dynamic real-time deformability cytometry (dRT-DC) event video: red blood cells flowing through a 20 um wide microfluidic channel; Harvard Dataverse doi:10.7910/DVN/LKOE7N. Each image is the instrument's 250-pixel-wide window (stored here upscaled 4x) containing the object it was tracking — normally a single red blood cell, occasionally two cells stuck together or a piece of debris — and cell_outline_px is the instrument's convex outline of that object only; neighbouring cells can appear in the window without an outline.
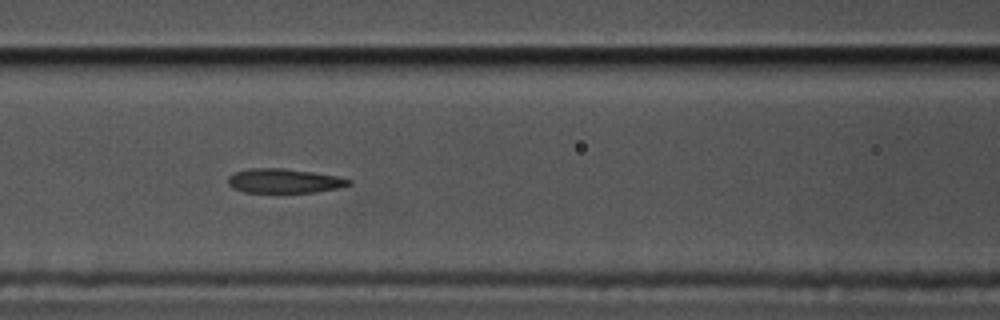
{"species": "common noctule bat (a hibernating species)", "species_latin": "Nyctalus noctula", "temperature_condition": "cold", "stored_images_in_passage": 15, "camera_frame_rate_fps": 3000, "um_per_image_px": 0.085, "animal": {"sex": "male", "body_mass_g": 17.5, "forearm_length_mm": 52.3}, "frame": {"image": 1, "passage_image": 11, "time_ms": 3.333, "image_size_px": [1000, 320], "cell_outline_px": [[352, 184], [340, 188], [316, 192], [244, 192], [232, 188], [228, 184], [228, 176], [236, 172], [248, 168], [280, 168], [312, 172], [336, 176], [352, 180]], "centroid_in_image_um": [24.15, 15.38], "position_along_channel_um": 142.4, "area_um2": 17.11}}